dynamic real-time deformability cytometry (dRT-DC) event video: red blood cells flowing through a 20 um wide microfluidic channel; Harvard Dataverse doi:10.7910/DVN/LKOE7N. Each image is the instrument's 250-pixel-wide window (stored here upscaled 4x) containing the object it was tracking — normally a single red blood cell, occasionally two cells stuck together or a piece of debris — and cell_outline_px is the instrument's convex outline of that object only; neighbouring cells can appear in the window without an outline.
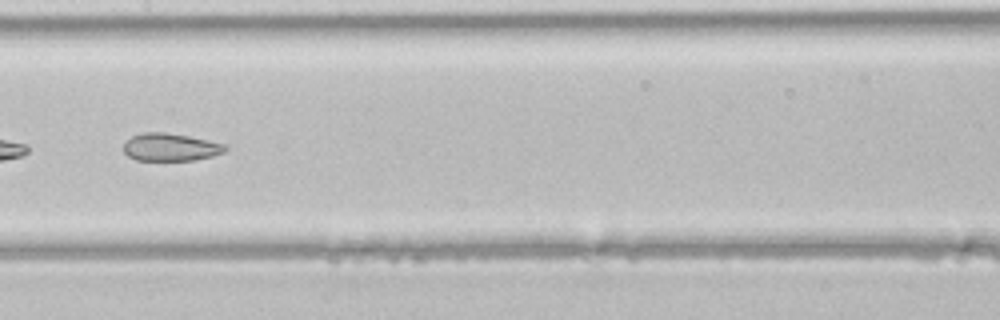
{"species": "common noctule bat (a hibernating species)", "species_latin": "Nyctalus noctula", "temperature_condition": "room temperature", "stored_images_in_passage": 30, "camera_frame_rate_fps": 3000, "um_per_image_px": 0.085, "animal": {"sex": "male", "body_mass_g": 21.5, "forearm_length_mm": 52.0}, "frame": {"image": 1, "passage_image": 9, "time_ms": 2.667, "image_size_px": [1000, 320], "cell_outline_px": [[228, 148], [224, 152], [212, 156], [192, 160], [136, 160], [128, 156], [124, 152], [124, 144], [132, 136], [144, 132], [164, 132], [188, 136], [224, 144]], "centroid_in_image_um": [14.48, 12.51], "position_along_channel_um": 192.9, "area_um2": 16.18}}